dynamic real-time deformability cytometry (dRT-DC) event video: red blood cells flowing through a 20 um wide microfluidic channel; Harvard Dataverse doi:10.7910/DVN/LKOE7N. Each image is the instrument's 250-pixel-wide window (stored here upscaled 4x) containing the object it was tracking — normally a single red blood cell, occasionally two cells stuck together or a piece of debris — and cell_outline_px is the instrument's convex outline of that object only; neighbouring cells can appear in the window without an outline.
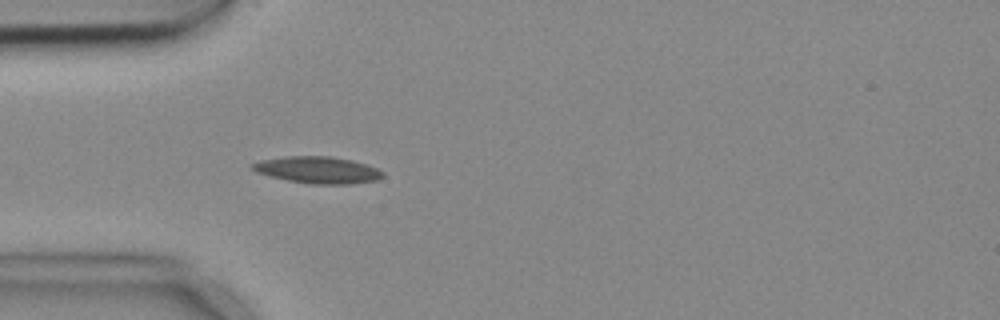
{"species": "common noctule bat (a hibernating species)", "species_latin": "Nyctalus noctula", "temperature_condition": "cold", "stored_images_in_passage": 2, "camera_frame_rate_fps": 3000, "um_per_image_px": 0.085, "animal": {"sex": "female", "body_mass_g": 18.4}, "frame": {"image": 1, "passage_image": 2, "time_ms": 0.333, "image_size_px": [1000, 320], "cell_outline_px": [[384, 176], [376, 180], [348, 184], [308, 184], [268, 176], [256, 172], [252, 168], [252, 164], [260, 160], [284, 156], [328, 156], [352, 160], [376, 168], [384, 172]], "centroid_in_image_um": [26.98, 14.45], "position_along_channel_um": 58.0, "area_um2": 20.29}}